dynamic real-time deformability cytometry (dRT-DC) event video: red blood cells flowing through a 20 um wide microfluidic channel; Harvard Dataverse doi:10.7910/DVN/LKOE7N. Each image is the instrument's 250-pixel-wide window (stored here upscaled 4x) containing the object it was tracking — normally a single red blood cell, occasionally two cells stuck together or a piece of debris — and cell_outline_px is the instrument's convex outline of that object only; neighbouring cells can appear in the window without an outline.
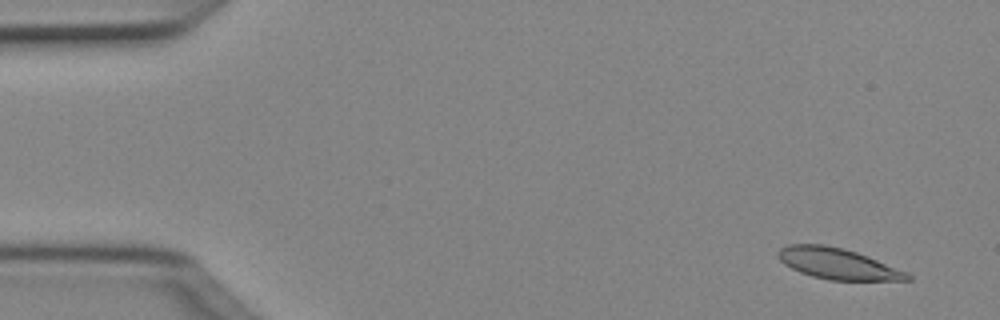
{"species": "Egyptian fruit bat (a non-hibernating species)", "species_latin": "Rousettus aegyptiacus", "temperature_condition": "cold", "stored_images_in_passage": 4, "camera_frame_rate_fps": 3000, "um_per_image_px": 0.085, "animal": {"sex": "female"}, "frame": {"image": 1, "passage_image": 1, "time_ms": 0.0, "image_size_px": [1000, 320], "cell_outline_px": [[912, 280], [828, 280], [812, 276], [800, 272], [784, 264], [776, 256], [776, 252], [780, 248], [788, 244], [824, 244], [844, 248], [868, 256], [908, 272], [912, 276]], "centroid_in_image_um": [71.19, 22.4], "position_along_channel_um": 13.8, "area_um2": 23.47}}